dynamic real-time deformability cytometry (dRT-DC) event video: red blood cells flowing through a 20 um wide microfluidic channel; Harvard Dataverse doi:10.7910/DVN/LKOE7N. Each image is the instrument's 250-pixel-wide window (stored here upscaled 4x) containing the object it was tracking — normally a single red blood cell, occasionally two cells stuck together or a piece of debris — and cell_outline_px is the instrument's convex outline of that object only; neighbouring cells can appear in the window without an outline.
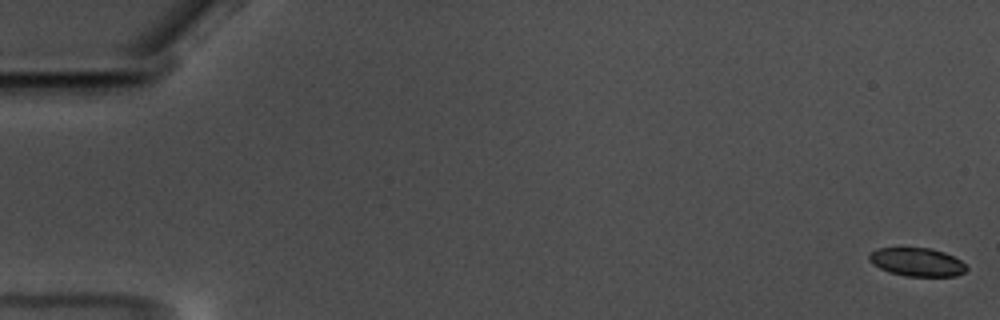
{"species": "common noctule bat (a hibernating species)", "species_latin": "Nyctalus noctula", "temperature_condition": "warm", "stored_images_in_passage": 7, "camera_frame_rate_fps": 3000, "um_per_image_px": 0.085, "animal": {"sex": "male", "body_mass_g": 17.5, "forearm_length_mm": 52.3}, "frame": {"image": 1, "passage_image": 1, "time_ms": 0.0, "image_size_px": [1000, 320], "cell_outline_px": [[968, 268], [964, 272], [956, 276], [908, 276], [888, 272], [872, 264], [868, 260], [868, 256], [876, 248], [932, 248], [944, 252], [960, 260]], "centroid_in_image_um": [77.93, 22.27], "position_along_channel_um": 7.1, "area_um2": 16.07}}